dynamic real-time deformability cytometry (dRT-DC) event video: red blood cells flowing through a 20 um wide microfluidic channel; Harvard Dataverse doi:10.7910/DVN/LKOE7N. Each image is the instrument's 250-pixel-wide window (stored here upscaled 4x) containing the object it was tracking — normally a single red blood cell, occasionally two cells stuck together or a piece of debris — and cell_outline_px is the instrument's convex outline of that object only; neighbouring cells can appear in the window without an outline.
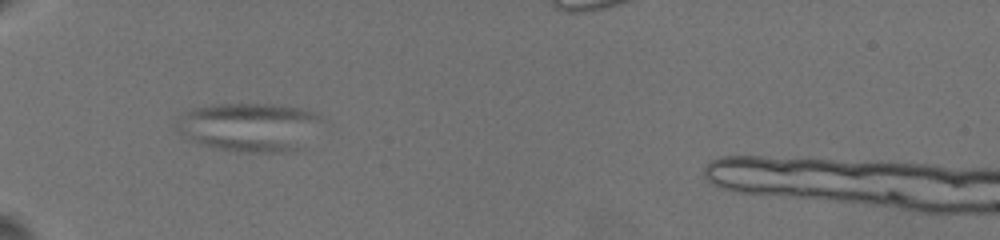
{"species": "common noctule bat (a hibernating species)", "species_latin": "Nyctalus noctula", "temperature_condition": "warm", "stored_images_in_passage": 17, "camera_frame_rate_fps": 3000, "um_per_image_px": 0.085, "animal": {"sex": "female", "body_mass_g": 19.5, "forearm_length_mm": 54.1}, "frame": {"image": 1, "passage_image": 1, "time_ms": 0.0, "image_size_px": [1000, 240], "cell_outline_px": [[320, 116], [296, 152], [236, 152], [216, 148], [204, 144], [180, 132], [176, 128], [176, 124], [188, 112], [196, 108], [220, 104], [272, 104], [304, 108], [316, 112]], "centroid_in_image_um": [21.2, 10.79], "position_along_channel_um": 63.8, "area_um2": 39.77}}